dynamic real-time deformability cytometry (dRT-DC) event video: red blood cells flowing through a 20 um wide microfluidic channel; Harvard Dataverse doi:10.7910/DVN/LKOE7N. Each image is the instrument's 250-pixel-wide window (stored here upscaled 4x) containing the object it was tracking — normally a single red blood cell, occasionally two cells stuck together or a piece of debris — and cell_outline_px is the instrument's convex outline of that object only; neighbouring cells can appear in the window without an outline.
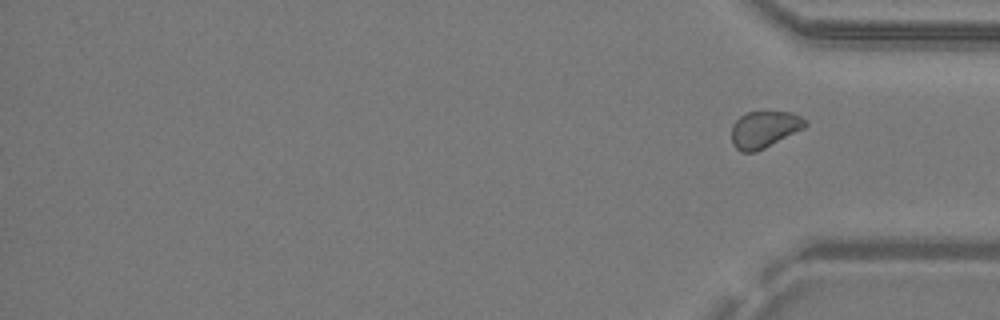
{"species": "common noctule bat (a hibernating species)", "species_latin": "Nyctalus noctula", "temperature_condition": "warm", "stored_images_in_passage": 39, "segment_of_instrument_passage": [2, 2], "camera_frame_rate_fps": 3000, "um_per_image_px": 0.085, "animal": {"sex": "male", "body_mass_g": 19.2, "forearm_length_mm": 51.8}, "frame": {"image": 1, "passage_image": 39, "time_ms": 12.667, "image_size_px": [1000, 320], "cell_outline_px": [[808, 124], [804, 128], [756, 152], [740, 152], [732, 144], [732, 124], [740, 116], [748, 112], [792, 112], [800, 116]], "centroid_in_image_um": [64.94, 11.0], "position_along_channel_um": 370.3, "area_um2": 15.66}}